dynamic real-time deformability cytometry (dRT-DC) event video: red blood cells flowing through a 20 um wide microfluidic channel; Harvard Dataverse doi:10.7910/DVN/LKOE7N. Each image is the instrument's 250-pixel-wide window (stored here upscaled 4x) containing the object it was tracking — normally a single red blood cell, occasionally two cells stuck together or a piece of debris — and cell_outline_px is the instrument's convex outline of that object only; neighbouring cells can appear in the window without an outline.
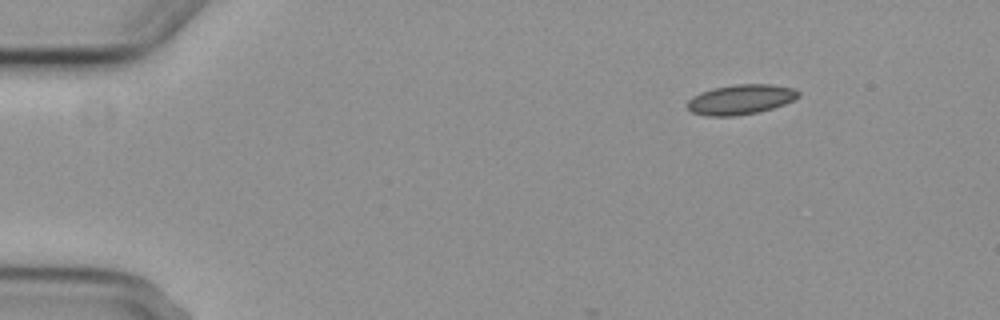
{"species": "common noctule bat (a hibernating species)", "species_latin": "Nyctalus noctula", "temperature_condition": "cold", "stored_images_in_passage": 3, "camera_frame_rate_fps": 3000, "um_per_image_px": 0.085, "animal": {"sex": "female", "body_mass_g": 29.2, "forearm_length_mm": 56.3}, "frame": {"image": 1, "passage_image": 1, "time_ms": 0.0, "image_size_px": [1000, 320], "cell_outline_px": [[800, 96], [784, 104], [760, 112], [732, 116], [704, 116], [692, 112], [684, 104], [692, 96], [700, 92], [712, 88], [736, 84], [772, 84], [796, 88], [800, 92]], "centroid_in_image_um": [62.94, 8.45], "position_along_channel_um": 22.1, "area_um2": 19.65}}